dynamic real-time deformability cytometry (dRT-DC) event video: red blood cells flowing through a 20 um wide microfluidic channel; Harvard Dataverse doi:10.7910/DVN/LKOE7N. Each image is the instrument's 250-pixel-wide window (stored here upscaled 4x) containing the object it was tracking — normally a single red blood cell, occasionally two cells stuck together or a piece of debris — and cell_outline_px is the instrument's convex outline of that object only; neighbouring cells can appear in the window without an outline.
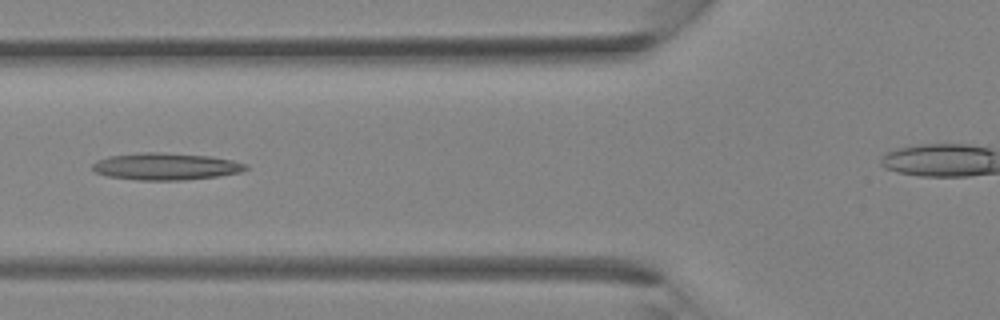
{"species": "Egyptian fruit bat (a non-hibernating species)", "species_latin": "Rousettus aegyptiacus", "temperature_condition": "room temperature", "stored_images_in_passage": 27, "camera_frame_rate_fps": 3000, "um_per_image_px": 0.085, "animal": {"sex": "female"}, "frame": {"image": 1, "passage_image": 9, "time_ms": 2.667, "image_size_px": [1000, 320], "cell_outline_px": [[248, 168], [240, 172], [220, 176], [184, 180], [140, 180], [108, 176], [96, 172], [92, 168], [92, 164], [96, 160], [108, 156], [140, 152], [164, 152], [208, 156], [232, 160], [248, 164]], "centroid_in_image_um": [14.09, 14.14], "position_along_channel_um": 111.7, "area_um2": 24.22}}
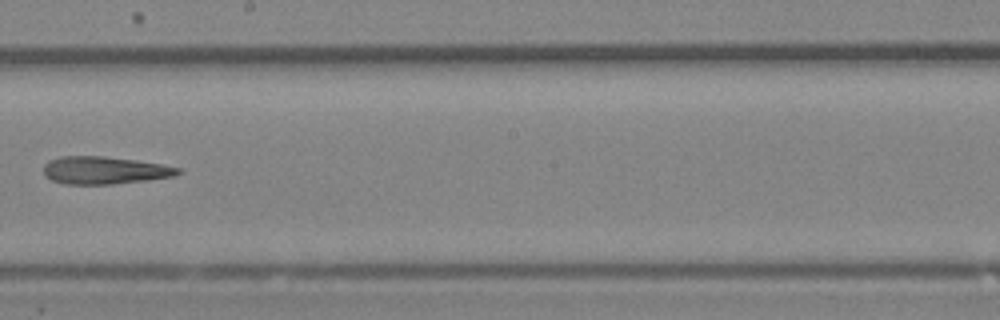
{"frame": {"image": 2, "passage_image": 16, "time_ms": 5.0, "image_size_px": [1000, 320], "cell_outline_px": [[184, 172], [176, 176], [148, 180], [112, 184], [64, 184], [52, 180], [44, 176], [44, 164], [48, 160], [60, 156], [104, 156], [136, 160], [160, 164], [180, 168]], "centroid_in_image_um": [8.89, 14.47], "position_along_channel_um": 239.3, "area_um2": 21.79}}
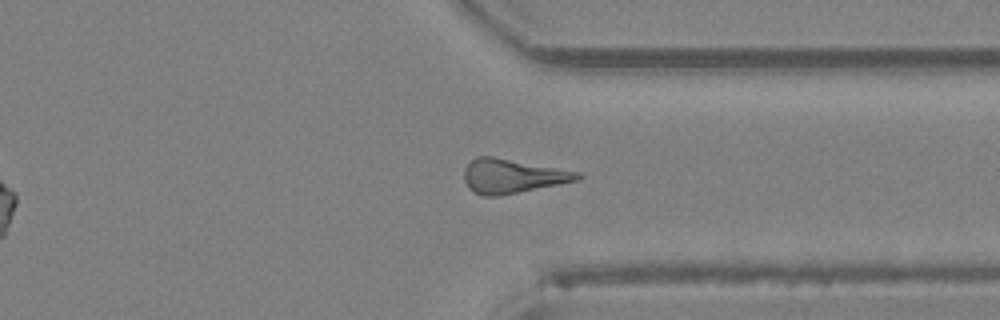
{"frame": {"image": 3, "passage_image": 23, "time_ms": 7.333, "image_size_px": [1000, 320], "cell_outline_px": [[584, 176], [576, 180], [560, 184], [500, 196], [484, 196], [472, 192], [468, 188], [464, 180], [464, 168], [476, 156], [492, 156], [580, 172]], "centroid_in_image_um": [43.52, 14.97], "position_along_channel_um": 367.9, "area_um2": 22.6}}